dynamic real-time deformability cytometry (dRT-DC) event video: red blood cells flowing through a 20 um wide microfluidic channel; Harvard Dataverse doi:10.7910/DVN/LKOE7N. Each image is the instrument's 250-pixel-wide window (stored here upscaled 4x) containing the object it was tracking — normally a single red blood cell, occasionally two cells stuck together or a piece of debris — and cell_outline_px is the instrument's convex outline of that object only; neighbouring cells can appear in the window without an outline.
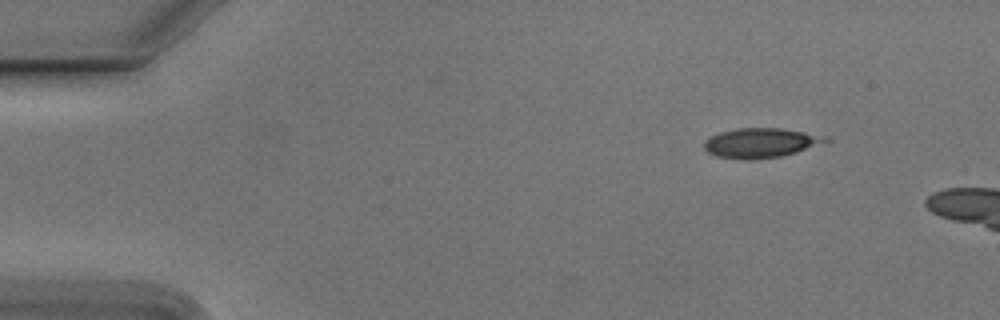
{"species": "Egyptian fruit bat (a non-hibernating species)", "species_latin": "Rousettus aegyptiacus", "temperature_condition": "cold", "stored_images_in_passage": 5, "camera_frame_rate_fps": 3000, "um_per_image_px": 0.085, "animal": {"sex": "male"}, "frame": {"image": 1, "passage_image": 1, "time_ms": 0.0, "image_size_px": [1000, 320], "cell_outline_px": [[828, 140], [796, 152], [780, 156], [752, 160], [744, 160], [716, 156], [708, 152], [704, 148], [704, 140], [720, 132], [736, 128], [780, 128], [828, 136]], "centroid_in_image_um": [64.6, 12.14], "position_along_channel_um": 20.4, "area_um2": 20.75}}